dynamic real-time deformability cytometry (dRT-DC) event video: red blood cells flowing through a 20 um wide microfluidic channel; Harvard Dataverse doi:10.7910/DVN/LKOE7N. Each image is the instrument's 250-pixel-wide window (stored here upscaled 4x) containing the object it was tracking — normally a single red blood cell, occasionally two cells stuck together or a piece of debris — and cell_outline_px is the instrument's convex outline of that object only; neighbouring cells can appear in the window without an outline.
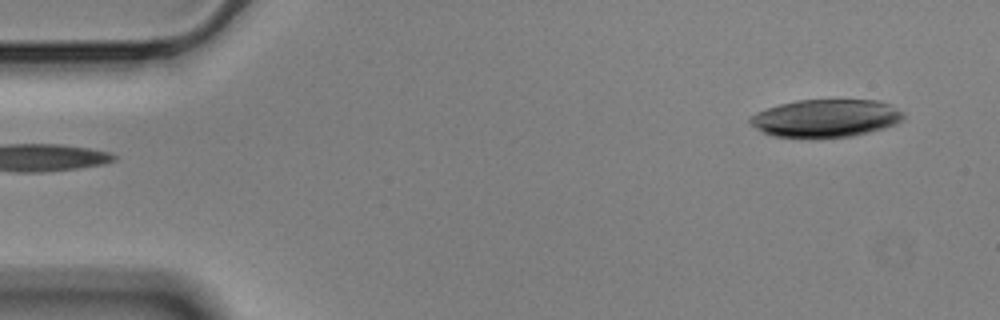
{"species": "Egyptian fruit bat (a non-hibernating species)", "species_latin": "Rousettus aegyptiacus", "temperature_condition": "cold", "stored_images_in_passage": 53, "camera_frame_rate_fps": 3000, "um_per_image_px": 0.085, "animal": {"sex": "male"}, "frame": {"image": 1, "passage_image": 1, "time_ms": 0.0, "image_size_px": [1000, 320], "cell_outline_px": [[904, 120], [896, 124], [884, 128], [852, 136], [816, 140], [772, 136], [756, 128], [748, 120], [756, 112], [780, 104], [796, 100], [876, 100], [888, 104], [904, 112]], "centroid_in_image_um": [70.19, 10.08], "position_along_channel_um": 14.8, "area_um2": 34.33}}
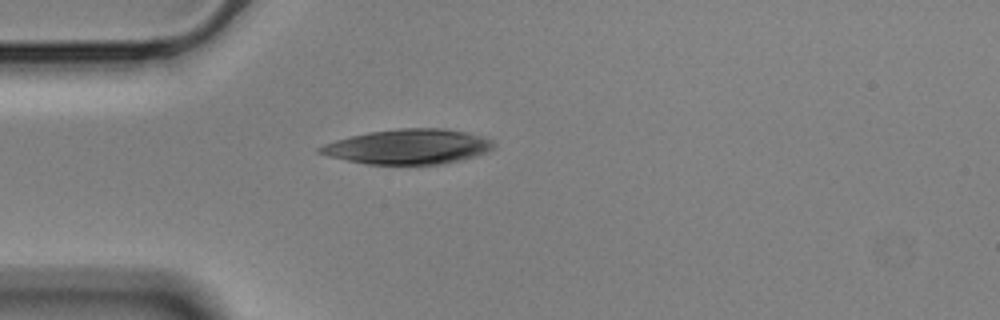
{"frame": {"image": 2, "passage_image": 12, "time_ms": 3.667, "image_size_px": [1000, 320], "cell_outline_px": [[496, 144], [488, 152], [460, 160], [440, 164], [368, 164], [348, 160], [316, 152], [316, 148], [324, 144], [336, 140], [368, 132], [400, 128], [440, 128], [464, 132], [480, 136], [492, 140]], "centroid_in_image_um": [34.7, 12.46], "position_along_channel_um": 50.3, "area_um2": 34.97}}